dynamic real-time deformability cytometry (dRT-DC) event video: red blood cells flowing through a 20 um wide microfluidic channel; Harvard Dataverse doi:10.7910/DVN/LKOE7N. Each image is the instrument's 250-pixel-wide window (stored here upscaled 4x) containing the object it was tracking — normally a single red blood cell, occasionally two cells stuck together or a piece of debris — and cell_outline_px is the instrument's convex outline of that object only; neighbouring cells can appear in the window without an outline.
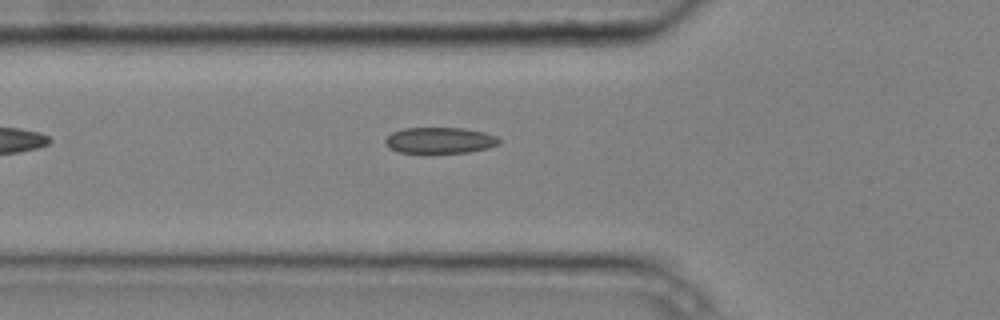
{"species": "common noctule bat (a hibernating species)", "species_latin": "Nyctalus noctula", "temperature_condition": "cold", "stored_images_in_passage": 5, "camera_frame_rate_fps": 3000, "um_per_image_px": 0.085, "animal": {"sex": "male", "body_mass_g": 20.4}, "frame": {"image": 1, "passage_image": 5, "time_ms": 1.333, "image_size_px": [1000, 320], "cell_outline_px": [[500, 144], [488, 148], [468, 152], [432, 156], [424, 156], [400, 152], [388, 148], [384, 144], [384, 140], [392, 132], [404, 128], [464, 128], [484, 132], [496, 136], [500, 140]], "centroid_in_image_um": [37.34, 11.99], "position_along_channel_um": 88.5, "area_um2": 18.32}}